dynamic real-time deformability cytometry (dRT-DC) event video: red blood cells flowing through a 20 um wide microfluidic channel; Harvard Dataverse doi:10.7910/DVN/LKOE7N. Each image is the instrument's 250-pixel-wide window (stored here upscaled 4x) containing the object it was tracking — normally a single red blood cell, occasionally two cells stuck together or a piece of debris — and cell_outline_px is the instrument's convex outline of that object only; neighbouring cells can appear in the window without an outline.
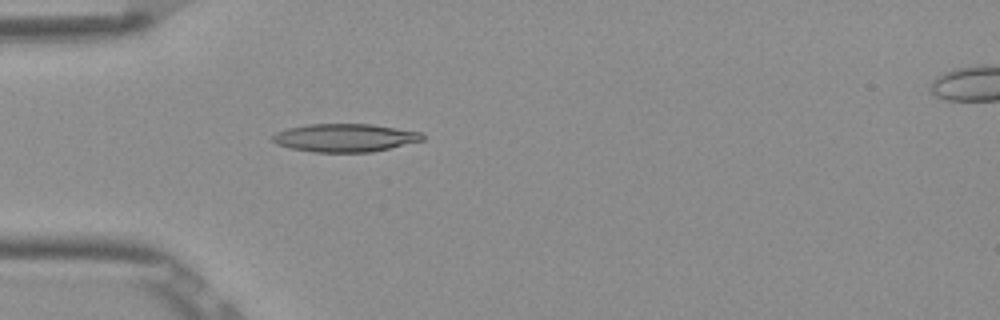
{"species": "Egyptian fruit bat (a non-hibernating species)", "species_latin": "Rousettus aegyptiacus", "temperature_condition": "room temperature", "stored_images_in_passage": 4, "camera_frame_rate_fps": 3000, "um_per_image_px": 0.085, "frame": {"image": 1, "passage_image": 4, "time_ms": 1.0, "image_size_px": [1000, 320], "cell_outline_px": [[424, 140], [372, 152], [312, 152], [292, 148], [276, 144], [272, 140], [272, 136], [276, 132], [288, 128], [308, 124], [372, 124], [420, 132], [424, 136]], "centroid_in_image_um": [29.3, 11.71], "position_along_channel_um": 55.7, "area_um2": 24.45}}